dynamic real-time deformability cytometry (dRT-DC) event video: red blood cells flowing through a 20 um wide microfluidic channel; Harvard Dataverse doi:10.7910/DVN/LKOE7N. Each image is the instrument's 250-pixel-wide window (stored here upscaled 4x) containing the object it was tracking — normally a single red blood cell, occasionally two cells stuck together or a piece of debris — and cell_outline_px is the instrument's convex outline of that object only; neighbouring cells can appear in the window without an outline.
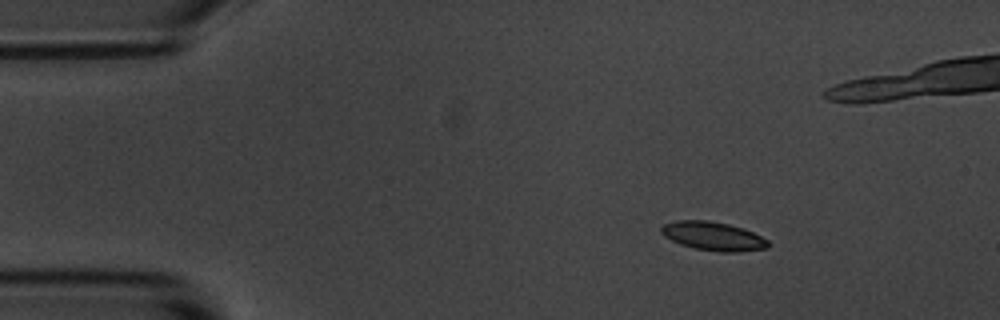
{"species": "common noctule bat (a hibernating species)", "species_latin": "Nyctalus noctula", "temperature_condition": "room temperature", "stored_images_in_passage": 10, "camera_frame_rate_fps": 3000, "um_per_image_px": 0.085, "animal": {"sex": "male", "body_mass_g": 20.1, "forearm_length_mm": 53.5}, "frame": {"image": 1, "passage_image": 2, "time_ms": 1.333, "image_size_px": [1000, 320], "cell_outline_px": [[768, 248], [740, 252], [720, 252], [696, 248], [680, 244], [664, 236], [660, 232], [660, 228], [664, 224], [676, 220], [708, 220], [728, 224], [752, 232], [768, 240]], "centroid_in_image_um": [60.6, 20.07], "position_along_channel_um": 24.4, "area_um2": 17.74}}
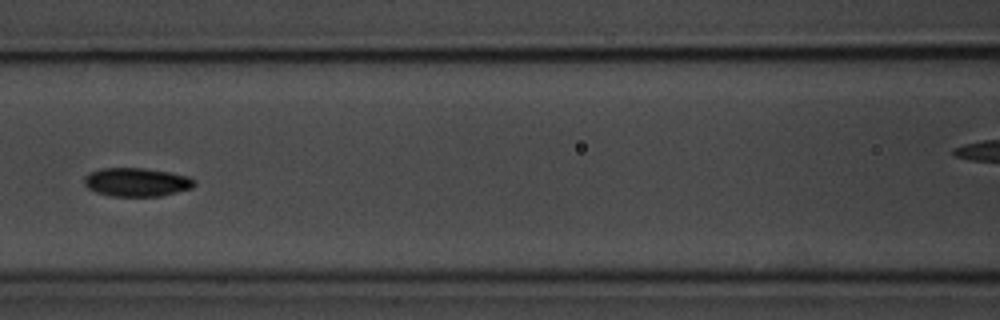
{"frame": {"image": 2, "passage_image": 6, "time_ms": 6.667, "image_size_px": [1000, 320], "cell_outline_px": [[196, 184], [192, 188], [160, 196], [112, 196], [96, 192], [88, 188], [84, 184], [84, 176], [88, 172], [100, 168], [144, 168], [172, 172], [192, 176], [196, 180]], "centroid_in_image_um": [11.64, 15.46], "position_along_channel_um": 155.0, "area_um2": 18.67}}
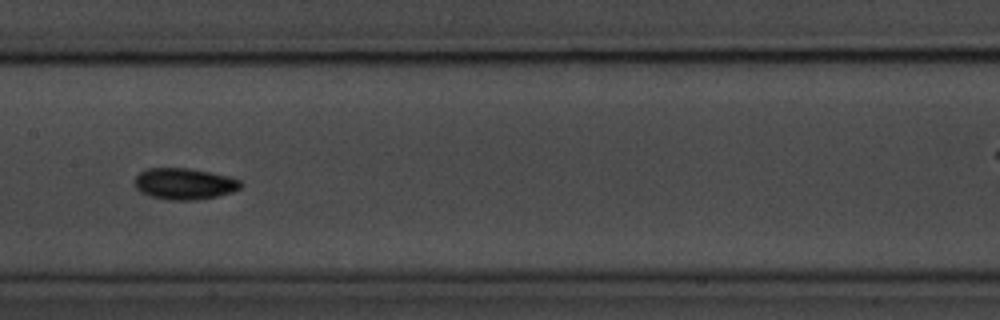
{"frame": {"image": 3, "passage_image": 7, "time_ms": 7.667, "image_size_px": [1000, 320], "cell_outline_px": [[244, 184], [240, 188], [232, 192], [216, 196], [196, 200], [168, 200], [152, 196], [140, 192], [136, 188], [136, 176], [140, 172], [148, 168], [192, 168], [212, 172], [228, 176], [240, 180]], "centroid_in_image_um": [15.7, 15.61], "position_along_channel_um": 191.7, "area_um2": 19.42}}